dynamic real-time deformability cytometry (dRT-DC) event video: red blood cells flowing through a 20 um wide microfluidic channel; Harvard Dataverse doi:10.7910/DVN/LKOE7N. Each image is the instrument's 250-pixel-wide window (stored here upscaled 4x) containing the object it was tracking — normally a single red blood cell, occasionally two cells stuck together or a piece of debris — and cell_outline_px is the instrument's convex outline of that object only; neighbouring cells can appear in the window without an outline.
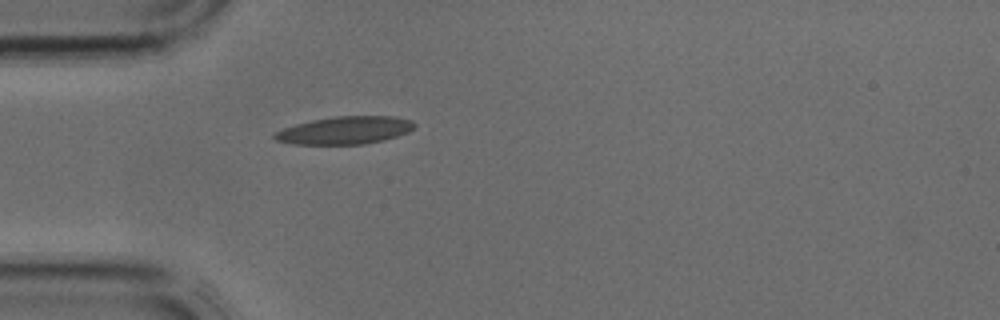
{"species": "common noctule bat (a hibernating species)", "species_latin": "Nyctalus noctula", "temperature_condition": "cold", "stored_images_in_passage": 2, "camera_frame_rate_fps": 3000, "um_per_image_px": 0.085, "animal": {"sex": "male", "body_mass_g": 17.9, "forearm_length_mm": 54.2}, "frame": {"image": 1, "passage_image": 2, "time_ms": 0.333, "image_size_px": [1000, 320], "cell_outline_px": [[416, 124], [408, 132], [384, 140], [364, 144], [292, 144], [276, 140], [272, 136], [276, 132], [284, 128], [296, 124], [312, 120], [336, 116], [392, 116], [412, 120]], "centroid_in_image_um": [29.32, 11.07], "position_along_channel_um": 55.7, "area_um2": 22.43}}